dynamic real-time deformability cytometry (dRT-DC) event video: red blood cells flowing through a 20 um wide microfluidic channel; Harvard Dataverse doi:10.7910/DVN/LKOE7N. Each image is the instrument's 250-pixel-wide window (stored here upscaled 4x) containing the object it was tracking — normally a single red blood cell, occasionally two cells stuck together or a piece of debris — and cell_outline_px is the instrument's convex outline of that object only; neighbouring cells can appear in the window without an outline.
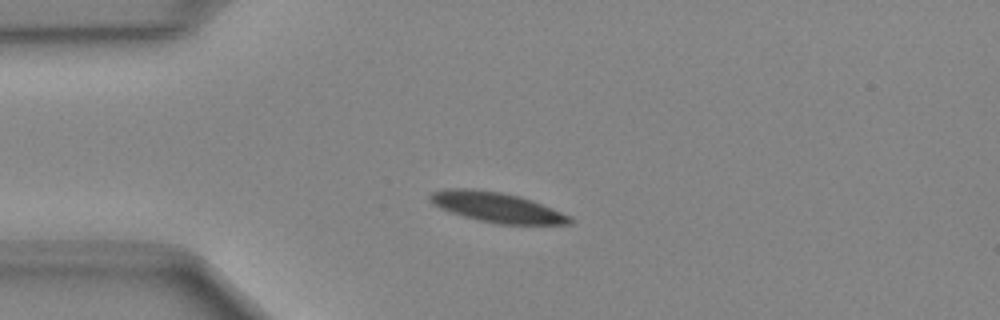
{"species": "Egyptian fruit bat (a non-hibernating species)", "species_latin": "Rousettus aegyptiacus", "temperature_condition": "cold", "stored_images_in_passage": 38, "camera_frame_rate_fps": 3000, "um_per_image_px": 0.085, "animal": {"sex": "female"}, "frame": {"image": 1, "passage_image": 1, "time_ms": 0.0, "image_size_px": [1000, 320], "cell_outline_px": [[576, 220], [572, 224], [496, 224], [464, 216], [440, 208], [432, 204], [428, 200], [428, 196], [432, 192], [444, 188], [476, 188], [500, 192], [520, 196], [532, 200], [572, 216]], "centroid_in_image_um": [42.24, 17.61], "position_along_channel_um": 42.8, "area_um2": 24.68}}
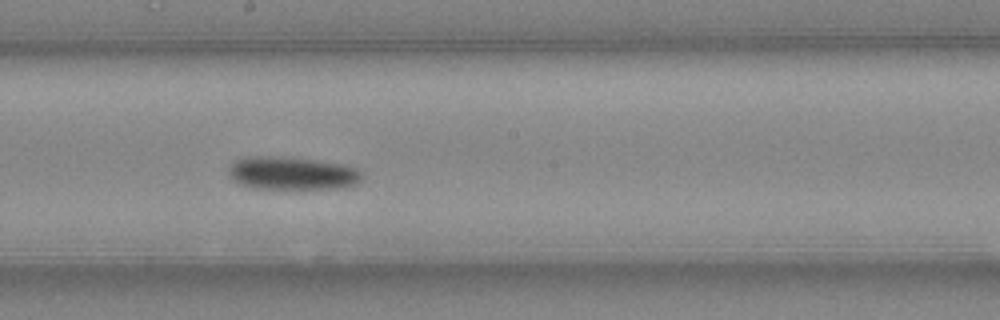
{"frame": {"image": 2, "passage_image": 16, "time_ms": 5.0, "image_size_px": [1000, 320], "cell_outline_px": [[364, 176], [356, 184], [344, 188], [252, 188], [240, 184], [232, 180], [228, 176], [228, 168], [236, 160], [248, 156], [276, 156], [312, 160], [344, 164], [356, 168]], "centroid_in_image_um": [24.81, 14.73], "position_along_channel_um": 223.4, "area_um2": 25.66}}
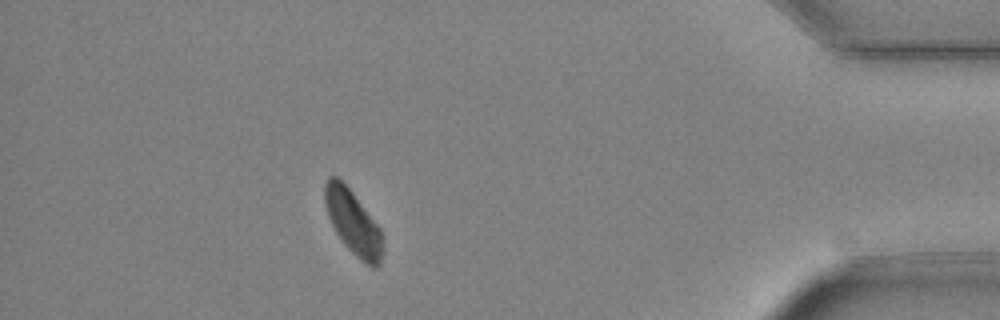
{"frame": {"image": 3, "passage_image": 33, "time_ms": 10.667, "image_size_px": [1000, 320], "cell_outline_px": [[380, 264], [376, 268], [372, 268], [360, 260], [344, 244], [336, 232], [328, 216], [324, 204], [324, 184], [328, 176], [336, 176], [352, 192], [380, 228]], "centroid_in_image_um": [29.95, 18.88], "position_along_channel_um": 405.2, "area_um2": 21.1}}